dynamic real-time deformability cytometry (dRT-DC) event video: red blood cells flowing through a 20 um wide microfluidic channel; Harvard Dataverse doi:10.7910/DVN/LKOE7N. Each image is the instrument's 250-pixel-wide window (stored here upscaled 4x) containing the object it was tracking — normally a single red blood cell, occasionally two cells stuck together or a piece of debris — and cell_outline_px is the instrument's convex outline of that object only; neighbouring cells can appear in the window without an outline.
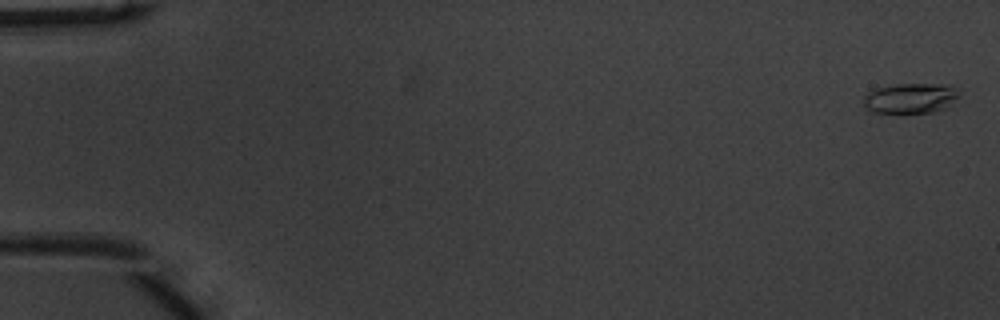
{"species": "common noctule bat (a hibernating species)", "species_latin": "Nyctalus noctula", "temperature_condition": "warm", "stored_images_in_passage": 53, "camera_frame_rate_fps": 3000, "um_per_image_px": 0.085, "animal": {"sex": "male", "body_mass_g": 20.1, "forearm_length_mm": 53.5}, "frame": {"image": 1, "passage_image": 2, "time_ms": 0.333, "image_size_px": [1000, 320], "cell_outline_px": [[960, 96], [948, 108], [936, 112], [872, 112], [864, 104], [864, 96], [868, 92], [876, 88], [896, 84], [944, 84], [956, 88]], "centroid_in_image_um": [77.45, 8.34], "position_along_channel_um": 7.6, "area_um2": 16.82}}
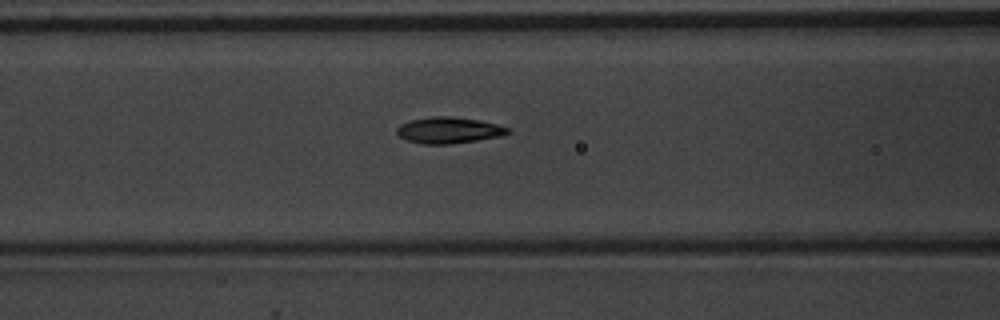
{"frame": {"image": 2, "passage_image": 23, "time_ms": 7.333, "image_size_px": [1000, 320], "cell_outline_px": [[512, 132], [500, 136], [452, 144], [420, 144], [408, 140], [400, 136], [396, 132], [396, 128], [400, 124], [412, 120], [432, 116], [452, 116], [480, 120], [512, 128]], "centroid_in_image_um": [38.17, 11.06], "position_along_channel_um": 128.4, "area_um2": 17.05}}
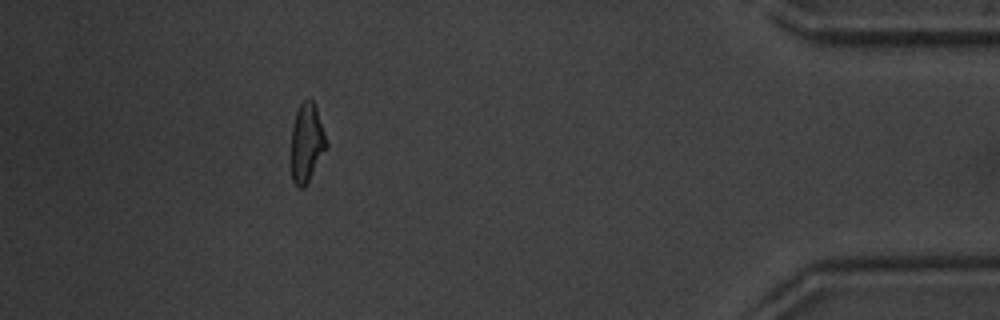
{"frame": {"image": 3, "passage_image": 48, "time_ms": 15.667, "image_size_px": [1000, 320], "cell_outline_px": [[328, 148], [304, 188], [300, 188], [292, 180], [288, 164], [292, 124], [296, 112], [300, 104], [304, 100], [312, 100], [316, 108], [328, 144]], "centroid_in_image_um": [26.02, 12.21], "position_along_channel_um": 409.2, "area_um2": 16.82}, "authors_computed_cell_mechanics": {"area_um2": 16.762, "velocity_mm_per_s": 3.9655, "shape_relaxation_time_tau1_ms": 3.6981, "shape_relaxation_time_tau2_ms": 2.0023, "deformation_change_tau1": 0.2162, "deformation_change_tau2": 0.1009}}